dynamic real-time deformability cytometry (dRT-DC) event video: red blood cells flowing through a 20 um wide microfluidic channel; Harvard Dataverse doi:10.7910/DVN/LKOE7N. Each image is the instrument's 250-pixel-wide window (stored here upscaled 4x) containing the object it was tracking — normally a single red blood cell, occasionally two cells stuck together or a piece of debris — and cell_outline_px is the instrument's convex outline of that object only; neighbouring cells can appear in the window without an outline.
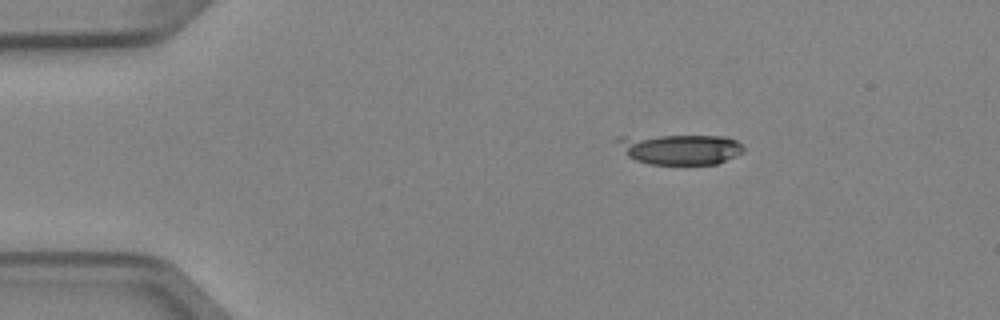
{"species": "Egyptian fruit bat (a non-hibernating species)", "species_latin": "Rousettus aegyptiacus", "temperature_condition": "cold", "stored_images_in_passage": 3, "camera_frame_rate_fps": 3000, "um_per_image_px": 0.085, "animal": {"sex": "female"}, "frame": {"image": 1, "passage_image": 1, "time_ms": 0.0, "image_size_px": [1000, 320], "cell_outline_px": [[744, 152], [736, 156], [716, 164], [648, 164], [636, 160], [628, 156], [612, 140], [616, 136], [724, 136], [736, 140], [744, 148]], "centroid_in_image_um": [57.75, 12.67], "position_along_channel_um": 27.2, "area_um2": 22.48}}